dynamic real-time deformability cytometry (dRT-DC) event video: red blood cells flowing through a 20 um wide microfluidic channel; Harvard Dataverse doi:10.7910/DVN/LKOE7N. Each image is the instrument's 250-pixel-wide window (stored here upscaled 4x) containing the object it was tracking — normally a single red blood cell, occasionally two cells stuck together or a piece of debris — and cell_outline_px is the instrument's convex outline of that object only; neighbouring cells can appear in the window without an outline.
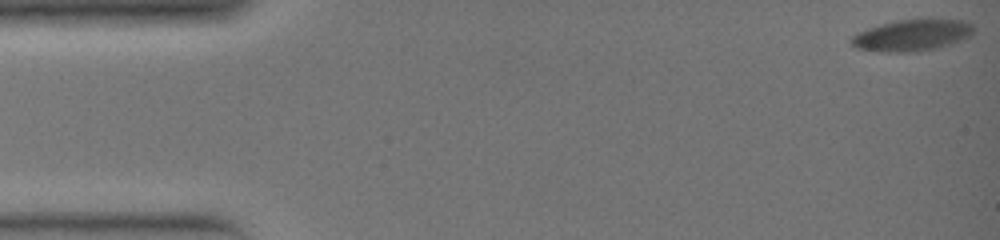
{"species": "common noctule bat (a hibernating species)", "species_latin": "Nyctalus noctula", "temperature_condition": "warm", "stored_images_in_passage": 34, "camera_frame_rate_fps": 3000, "um_per_image_px": 0.085, "animal": {"sex": "female", "body_mass_g": 19.0, "forearm_length_mm": 51.5}, "frame": {"image": 1, "passage_image": 1, "time_ms": 0.0, "image_size_px": [1000, 240], "cell_outline_px": [[976, 28], [972, 36], [936, 48], [916, 52], [884, 52], [856, 48], [848, 40], [852, 36], [868, 28], [880, 24], [896, 20], [924, 16], [960, 20], [972, 24]], "centroid_in_image_um": [77.57, 2.95], "position_along_channel_um": 7.4, "area_um2": 23.18}}
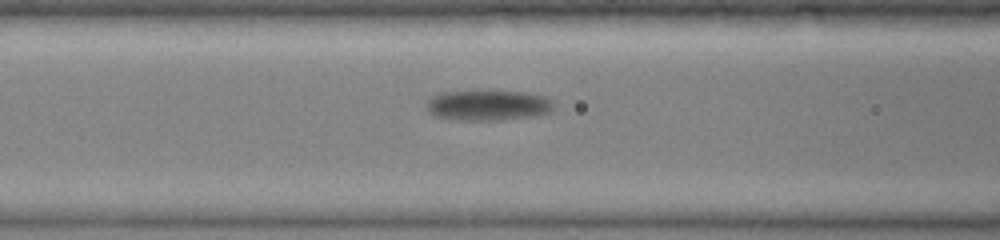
{"frame": {"image": 2, "passage_image": 16, "time_ms": 5.0, "image_size_px": [1000, 240], "cell_outline_px": [[552, 108], [548, 112], [536, 116], [500, 120], [460, 120], [432, 116], [424, 108], [424, 104], [428, 96], [440, 92], [524, 92], [544, 96], [552, 100]], "centroid_in_image_um": [41.37, 8.96], "position_along_channel_um": 125.2, "area_um2": 22.66}}
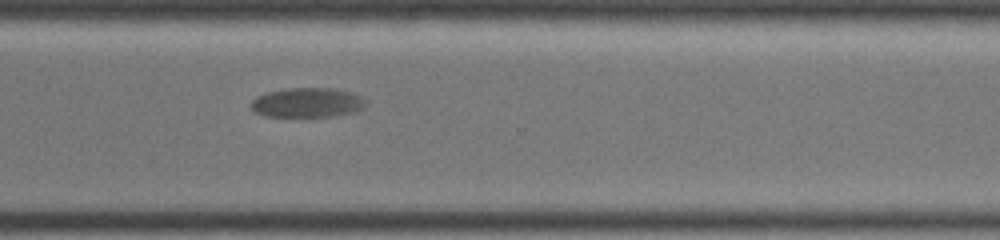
{"frame": {"image": 3, "passage_image": 29, "time_ms": 9.333, "image_size_px": [1000, 240], "cell_outline_px": [[368, 104], [364, 108], [356, 112], [336, 116], [264, 116], [252, 112], [252, 100], [256, 96], [268, 92], [288, 88], [336, 88], [352, 92], [368, 100]], "centroid_in_image_um": [26.18, 8.72], "position_along_channel_um": 344.4, "area_um2": 20.11}}